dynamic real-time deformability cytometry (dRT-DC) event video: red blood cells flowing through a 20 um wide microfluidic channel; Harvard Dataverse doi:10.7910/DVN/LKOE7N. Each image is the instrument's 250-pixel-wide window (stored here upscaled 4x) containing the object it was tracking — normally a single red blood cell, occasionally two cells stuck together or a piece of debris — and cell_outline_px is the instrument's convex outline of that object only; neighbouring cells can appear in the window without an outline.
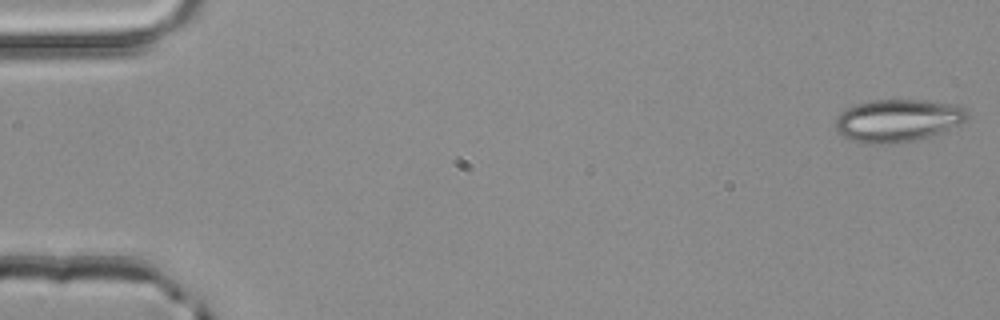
{"species": "common noctule bat (a hibernating species)", "species_latin": "Nyctalus noctula", "temperature_condition": "room temperature", "stored_images_in_passage": 52, "camera_frame_rate_fps": 3000, "um_per_image_px": 0.085, "animal": {"sex": "male", "body_mass_g": 20.4}, "frame": {"image": 1, "passage_image": 1, "time_ms": 0.0, "image_size_px": [1000, 320], "cell_outline_px": [[968, 116], [964, 120], [956, 124], [928, 136], [896, 144], [864, 144], [852, 140], [836, 132], [836, 116], [840, 112], [856, 104], [868, 100], [924, 100], [948, 104], [964, 108], [968, 112]], "centroid_in_image_um": [76.2, 10.24], "position_along_channel_um": 8.8, "area_um2": 32.25}}
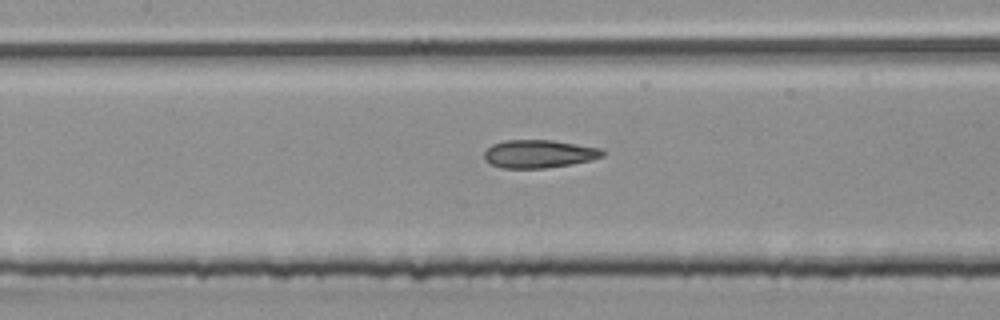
{"frame": {"image": 2, "passage_image": 24, "time_ms": 7.667, "image_size_px": [1000, 320], "cell_outline_px": [[604, 156], [592, 160], [572, 164], [544, 168], [504, 168], [492, 164], [484, 160], [484, 152], [492, 144], [504, 140], [552, 140], [604, 148]], "centroid_in_image_um": [45.85, 13.07], "position_along_channel_um": 161.6, "area_um2": 19.48}}
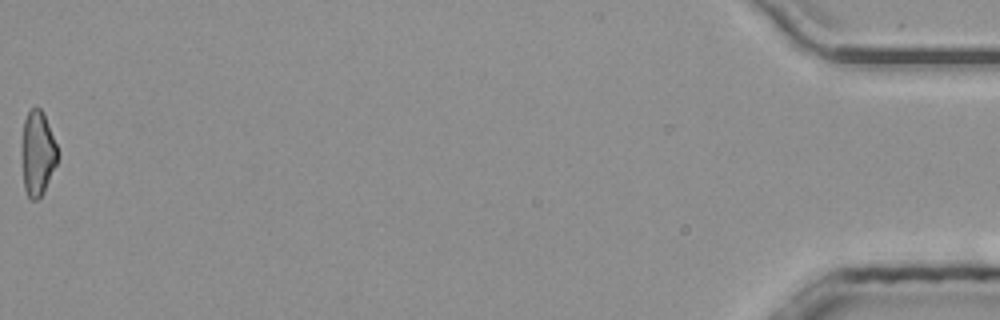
{"frame": {"image": 3, "passage_image": 52, "time_ms": 17.0, "image_size_px": [1000, 320], "cell_outline_px": [[60, 152], [56, 164], [40, 196], [36, 200], [32, 200], [28, 196], [24, 188], [20, 156], [20, 144], [24, 120], [28, 112], [32, 108], [40, 108], [44, 112]], "centroid_in_image_um": [3.17, 12.98], "position_along_channel_um": 432.0, "area_um2": 18.09}, "authors_computed_cell_mechanics": {"area_um2": 19.4208, "velocity_mm_per_s": 4.0368, "shape_relaxation_time_tau1_ms": null, "shape_relaxation_time_tau2_ms": 2.6077, "deformation_change_tau1": null, "deformation_change_tau2": 0.1244}}